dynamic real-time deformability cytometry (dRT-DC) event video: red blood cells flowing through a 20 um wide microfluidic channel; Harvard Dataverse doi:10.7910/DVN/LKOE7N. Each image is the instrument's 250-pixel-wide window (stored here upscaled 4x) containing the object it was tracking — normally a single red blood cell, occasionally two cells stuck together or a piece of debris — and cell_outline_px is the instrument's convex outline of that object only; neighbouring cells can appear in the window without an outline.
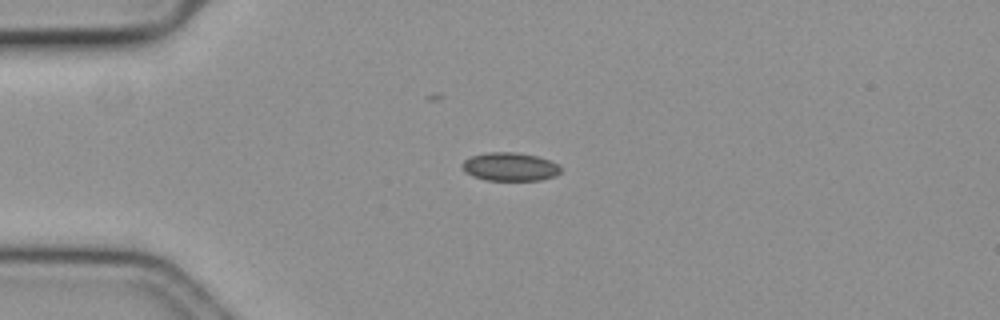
{"species": "common noctule bat (a hibernating species)", "species_latin": "Nyctalus noctula", "temperature_condition": "cold", "stored_images_in_passage": 59, "camera_frame_rate_fps": 3000, "um_per_image_px": 0.085, "animal": {"sex": "female", "body_mass_g": 19.3, "forearm_length_mm": 54.1}, "frame": {"image": 1, "passage_image": 15, "time_ms": 4.667, "image_size_px": [1000, 320], "cell_outline_px": [[560, 172], [556, 176], [540, 180], [484, 180], [472, 176], [464, 172], [464, 160], [472, 156], [488, 152], [516, 152], [536, 156], [548, 160], [556, 164], [560, 168]], "centroid_in_image_um": [43.34, 14.18], "position_along_channel_um": 41.7, "area_um2": 16.13}}
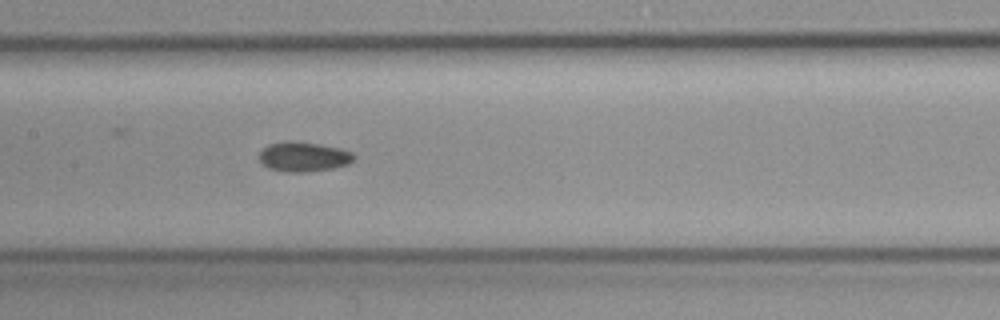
{"frame": {"image": 2, "passage_image": 29, "time_ms": 9.333, "image_size_px": [1000, 320], "cell_outline_px": [[356, 156], [348, 164], [332, 168], [308, 172], [284, 172], [268, 168], [260, 160], [260, 152], [268, 144], [288, 140], [292, 140], [320, 144], [340, 148], [352, 152]], "centroid_in_image_um": [25.8, 13.31], "position_along_channel_um": 181.6, "area_um2": 16.47}}
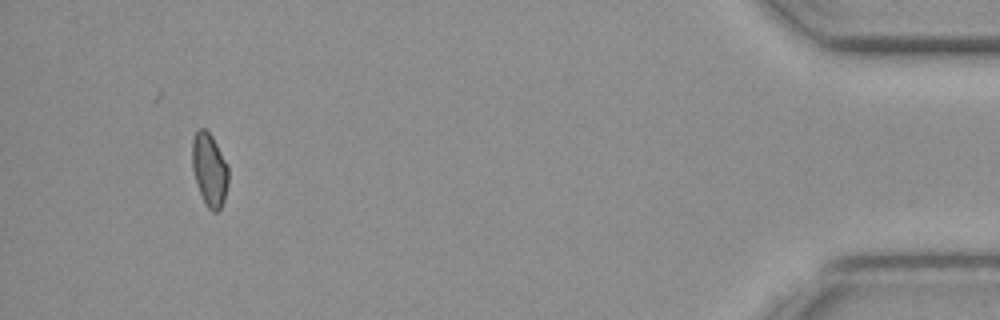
{"frame": {"image": 3, "passage_image": 55, "time_ms": 18.0, "image_size_px": [1000, 320], "cell_outline_px": [[228, 184], [224, 200], [220, 208], [216, 212], [212, 212], [208, 208], [200, 192], [192, 168], [192, 140], [196, 132], [200, 128], [204, 128], [212, 136], [228, 164]], "centroid_in_image_um": [17.82, 14.41], "position_along_channel_um": 417.4, "area_um2": 15.32}, "authors_computed_cell_mechanics": {"area_um2": 16.0106, "velocity_mm_per_s": 3.576, "shape_relaxation_time_tau1_ms": null, "shape_relaxation_time_tau2_ms": 4.2176, "deformation_change_tau1": null, "deformation_change_tau2": 0.0892}}